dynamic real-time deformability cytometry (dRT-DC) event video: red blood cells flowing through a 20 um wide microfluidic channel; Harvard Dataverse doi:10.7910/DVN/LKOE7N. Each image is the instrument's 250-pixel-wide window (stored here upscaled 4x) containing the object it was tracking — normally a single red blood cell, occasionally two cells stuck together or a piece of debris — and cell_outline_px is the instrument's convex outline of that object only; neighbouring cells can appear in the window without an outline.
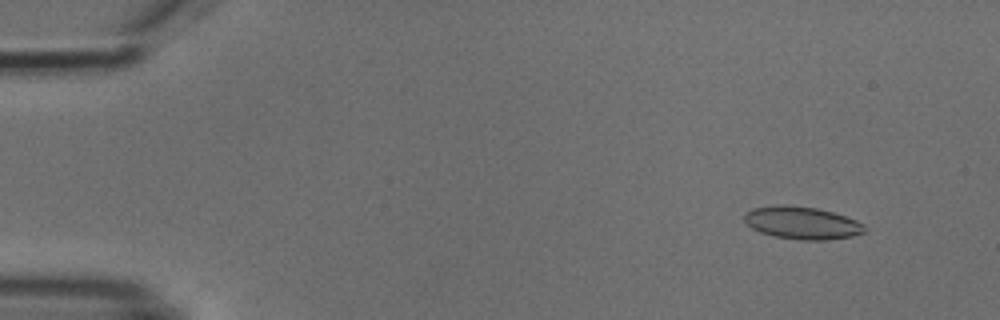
{"species": "common noctule bat (a hibernating species)", "species_latin": "Nyctalus noctula", "temperature_condition": "cold", "stored_images_in_passage": 5, "camera_frame_rate_fps": 3000, "um_per_image_px": 0.085, "animal": {"sex": "male", "body_mass_g": 18.8}, "frame": {"image": 1, "passage_image": 2, "time_ms": 1.0, "image_size_px": [1000, 320], "cell_outline_px": [[864, 232], [852, 236], [828, 240], [800, 240], [772, 236], [760, 232], [752, 228], [744, 220], [744, 212], [752, 208], [776, 204], [780, 204], [816, 208], [832, 212], [856, 220], [864, 224]], "centroid_in_image_um": [68.13, 18.94], "position_along_channel_um": 16.9, "area_um2": 22.89}}
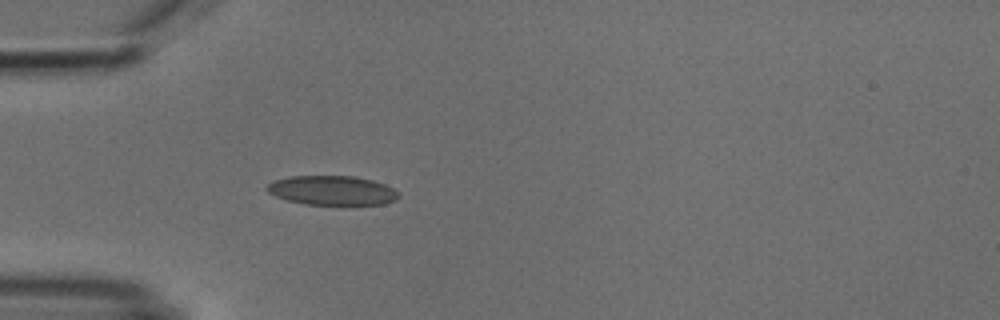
{"frame": {"image": 2, "passage_image": 5, "time_ms": 4.667, "image_size_px": [1000, 320], "cell_outline_px": [[400, 196], [396, 200], [384, 204], [304, 204], [288, 200], [276, 196], [268, 192], [264, 188], [272, 180], [288, 176], [352, 176], [372, 180], [384, 184], [400, 192]], "centroid_in_image_um": [28.22, 16.18], "position_along_channel_um": 56.8, "area_um2": 22.54}}